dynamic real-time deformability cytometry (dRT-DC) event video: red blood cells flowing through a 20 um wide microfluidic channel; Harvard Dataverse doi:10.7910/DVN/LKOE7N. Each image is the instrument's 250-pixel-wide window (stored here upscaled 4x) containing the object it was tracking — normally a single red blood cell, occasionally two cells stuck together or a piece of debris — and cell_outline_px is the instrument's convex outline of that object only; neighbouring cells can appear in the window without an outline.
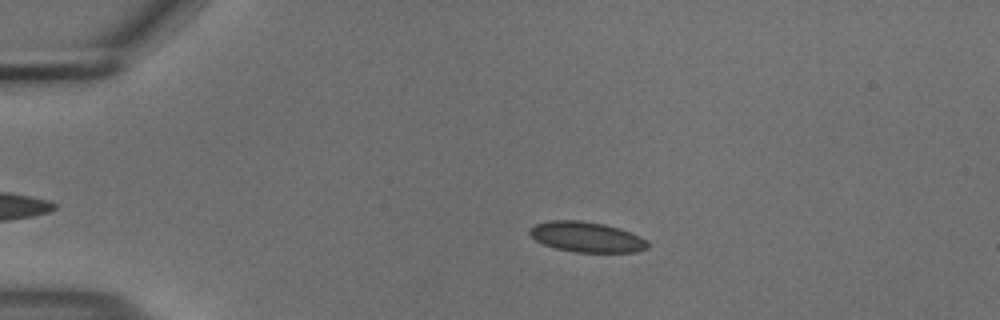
{"species": "common noctule bat (a hibernating species)", "species_latin": "Nyctalus noctula", "temperature_condition": "cold", "stored_images_in_passage": 45, "camera_frame_rate_fps": 3000, "um_per_image_px": 0.085, "animal": {"sex": "male", "body_mass_g": 18.8}, "frame": {"image": 1, "passage_image": 9, "time_ms": 2.667, "image_size_px": [1000, 320], "cell_outline_px": [[648, 248], [636, 252], [572, 252], [556, 248], [544, 244], [536, 240], [528, 232], [528, 228], [536, 224], [548, 220], [580, 220], [604, 224], [620, 228], [640, 236], [648, 240]], "centroid_in_image_um": [49.86, 20.14], "position_along_channel_um": 35.1, "area_um2": 20.98}}
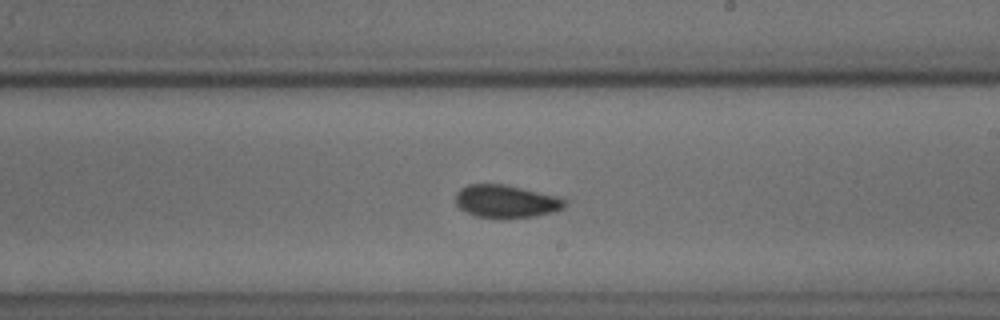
{"frame": {"image": 2, "passage_image": 30, "time_ms": 9.667, "image_size_px": [1000, 320], "cell_outline_px": [[568, 200], [564, 208], [552, 212], [536, 216], [476, 216], [460, 208], [456, 204], [456, 192], [460, 188], [468, 184], [504, 184], [564, 196]], "centroid_in_image_um": [43.09, 17.07], "position_along_channel_um": 245.9, "area_um2": 20.75}}
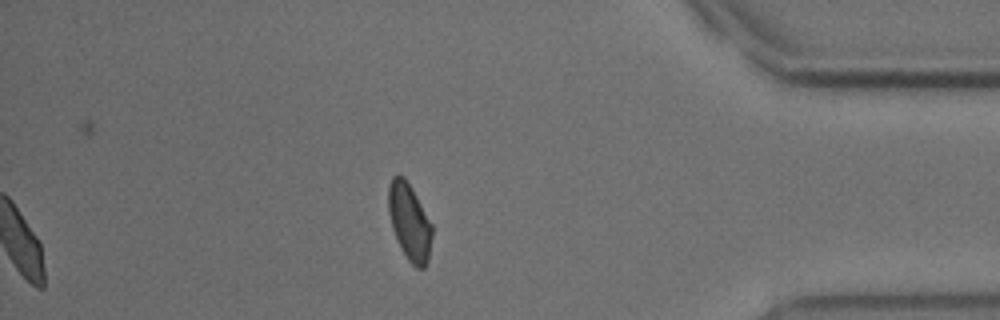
{"frame": {"image": 3, "passage_image": 45, "time_ms": 14.667, "image_size_px": [1000, 320], "cell_outline_px": [[432, 236], [428, 260], [424, 268], [416, 268], [408, 260], [392, 228], [388, 212], [388, 184], [392, 176], [404, 176], [412, 188], [432, 224]], "centroid_in_image_um": [34.8, 18.83], "position_along_channel_um": 400.4, "area_um2": 19.36}, "authors_computed_cell_mechanics": {"area_um2": 20.6924, "velocity_mm_per_s": 3.6951, "shape_relaxation_time_tau1_ms": 10.199, "shape_relaxation_time_tau2_ms": 1.7377, "deformation_change_tau1": 0.1214, "deformation_change_tau2": 0.0456}}